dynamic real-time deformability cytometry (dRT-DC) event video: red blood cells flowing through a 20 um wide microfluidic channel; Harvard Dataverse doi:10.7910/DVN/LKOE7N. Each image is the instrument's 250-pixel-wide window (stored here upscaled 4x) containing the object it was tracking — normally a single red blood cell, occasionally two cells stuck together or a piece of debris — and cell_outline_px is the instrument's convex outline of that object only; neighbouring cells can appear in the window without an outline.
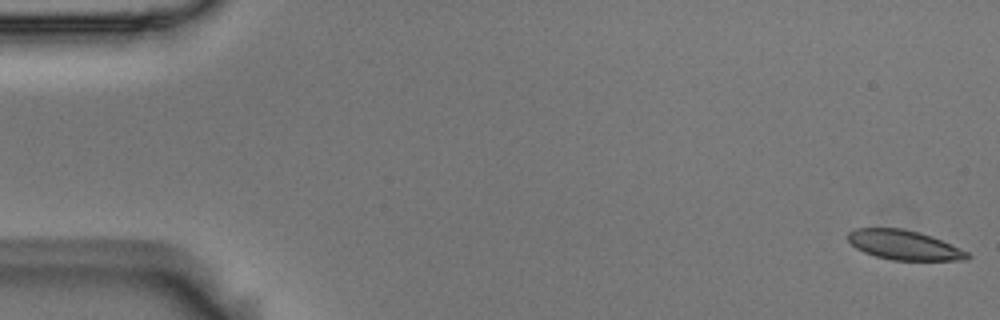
{"species": "Egyptian fruit bat (a non-hibernating species)", "species_latin": "Rousettus aegyptiacus", "temperature_condition": "room temperature", "stored_images_in_passage": 55, "camera_frame_rate_fps": 3000, "um_per_image_px": 0.085, "animal": {"sex": "male"}, "frame": {"image": 1, "passage_image": 1, "time_ms": 0.0, "image_size_px": [1000, 320], "cell_outline_px": [[972, 256], [968, 260], [892, 260], [876, 256], [864, 252], [856, 248], [848, 240], [848, 232], [856, 228], [904, 228], [920, 232], [932, 236], [960, 248], [968, 252]], "centroid_in_image_um": [76.87, 20.82], "position_along_channel_um": 8.1, "area_um2": 20.63}}
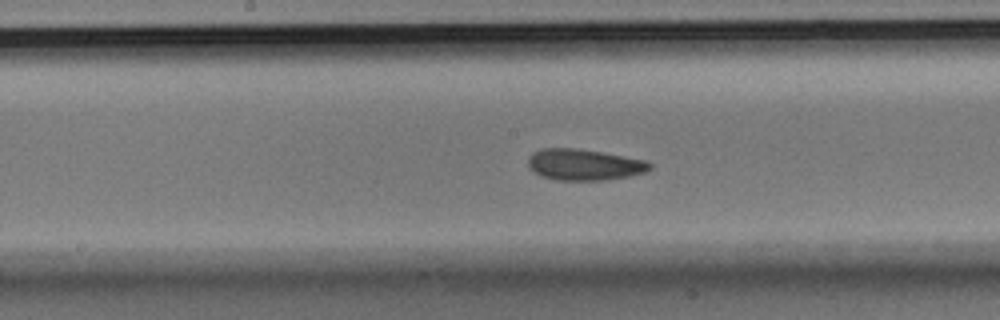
{"frame": {"image": 2, "passage_image": 28, "time_ms": 9.0, "image_size_px": [1000, 320], "cell_outline_px": [[652, 168], [644, 172], [628, 176], [604, 180], [556, 180], [540, 176], [528, 164], [528, 156], [532, 152], [540, 148], [576, 148], [600, 152], [644, 160], [652, 164]], "centroid_in_image_um": [49.61, 13.99], "position_along_channel_um": 198.6, "area_um2": 21.96}}
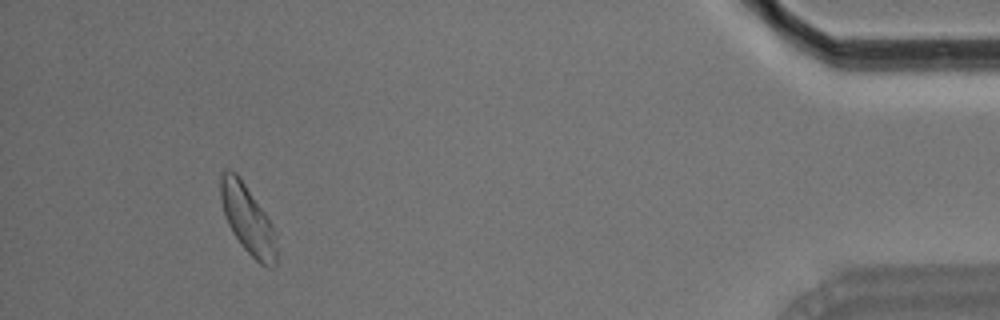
{"frame": {"image": 3, "passage_image": 51, "time_ms": 16.667, "image_size_px": [1000, 320], "cell_outline_px": [[276, 264], [272, 268], [268, 268], [260, 264], [240, 244], [232, 232], [224, 216], [220, 196], [220, 172], [228, 168], [236, 172], [240, 176], [272, 224], [276, 232]], "centroid_in_image_um": [21.04, 18.63], "position_along_channel_um": 414.2, "area_um2": 22.66}, "authors_computed_cell_mechanics": {"area_um2": 21.9062, "velocity_mm_per_s": 3.6552, "shape_relaxation_time_tau1_ms": 4.328, "shape_relaxation_time_tau2_ms": 2.7683, "deformation_change_tau1": 0.105, "deformation_change_tau2": 0.0848}}